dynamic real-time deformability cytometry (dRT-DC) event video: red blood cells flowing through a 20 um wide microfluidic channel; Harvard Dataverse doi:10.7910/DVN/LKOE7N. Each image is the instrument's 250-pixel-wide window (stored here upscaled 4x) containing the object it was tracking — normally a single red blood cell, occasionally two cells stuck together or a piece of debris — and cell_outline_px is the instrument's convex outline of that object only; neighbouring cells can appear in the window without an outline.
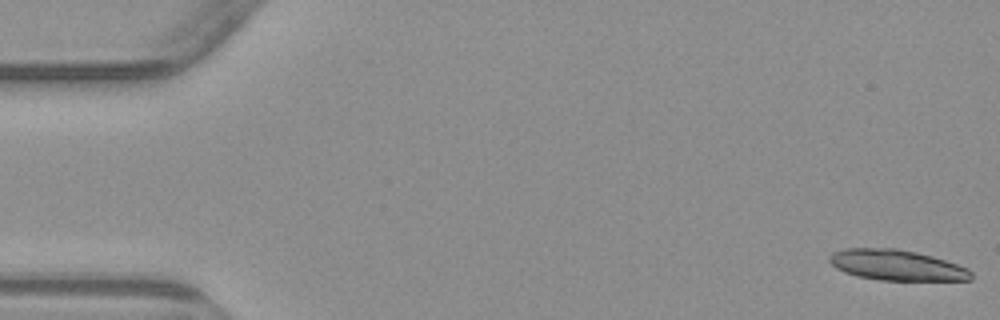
{"species": "common noctule bat (a hibernating species)", "species_latin": "Nyctalus noctula", "temperature_condition": "warm", "stored_images_in_passage": 6, "segment_of_instrument_passage": [1, 2], "camera_frame_rate_fps": 3000, "um_per_image_px": 0.085, "animal": {"sex": "male", "body_mass_g": 23.1, "forearm_length_mm": 52.7}, "frame": {"image": 1, "passage_image": 1, "time_ms": 0.0, "image_size_px": [1000, 320], "cell_outline_px": [[972, 280], [880, 280], [856, 276], [844, 272], [836, 268], [828, 260], [828, 256], [832, 252], [844, 248], [896, 248], [916, 252], [932, 256], [968, 268], [972, 272]], "centroid_in_image_um": [76.18, 22.53], "position_along_channel_um": 8.8, "area_um2": 25.32}}